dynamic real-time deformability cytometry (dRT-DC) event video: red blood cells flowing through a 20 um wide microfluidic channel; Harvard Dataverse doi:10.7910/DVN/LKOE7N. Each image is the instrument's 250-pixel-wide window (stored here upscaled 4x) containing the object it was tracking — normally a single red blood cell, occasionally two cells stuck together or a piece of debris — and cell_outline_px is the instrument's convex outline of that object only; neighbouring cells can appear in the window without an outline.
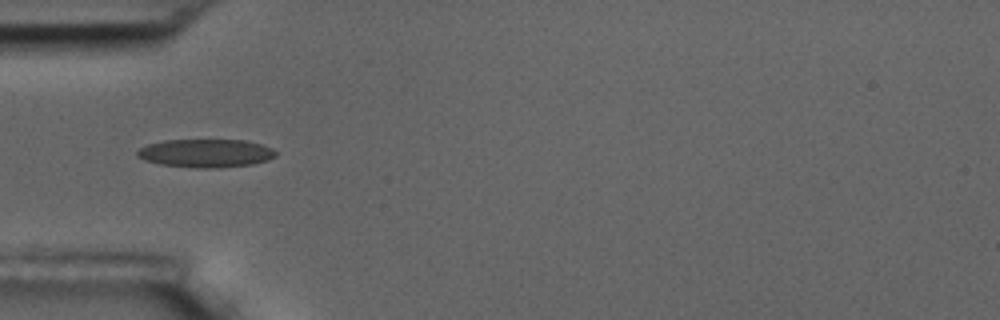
{"species": "common noctule bat (a hibernating species)", "species_latin": "Nyctalus noctula", "temperature_condition": "room temperature", "stored_images_in_passage": 39, "camera_frame_rate_fps": 3000, "um_per_image_px": 0.085, "animal": {"sex": "male", "body_mass_g": 17.5, "forearm_length_mm": 52.3}, "frame": {"image": 1, "passage_image": 1, "time_ms": 0.0, "image_size_px": [1000, 320], "cell_outline_px": [[276, 156], [268, 160], [252, 164], [220, 168], [196, 168], [160, 164], [144, 160], [136, 156], [136, 152], [140, 148], [148, 144], [164, 140], [244, 140], [260, 144], [272, 148], [276, 152]], "centroid_in_image_um": [17.48, 13.03], "position_along_channel_um": 67.5, "area_um2": 22.89}}
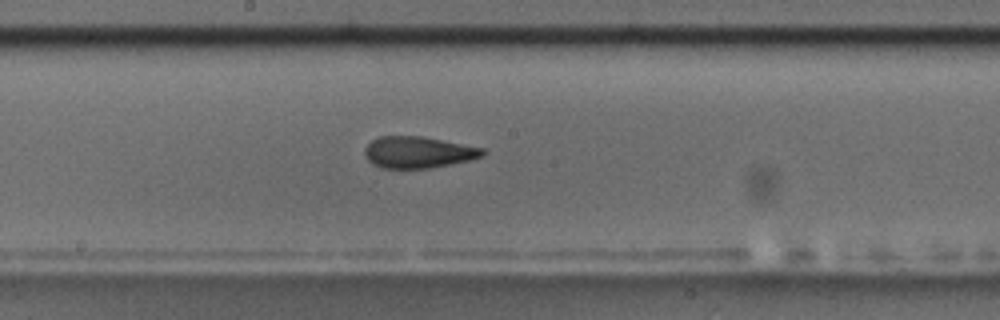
{"frame": {"image": 2, "passage_image": 13, "time_ms": 4.0, "image_size_px": [1000, 320], "cell_outline_px": [[488, 152], [484, 156], [468, 160], [428, 168], [380, 168], [372, 164], [364, 156], [364, 148], [372, 140], [380, 136], [420, 136], [484, 148]], "centroid_in_image_um": [35.52, 12.94], "position_along_channel_um": 212.7, "area_um2": 21.62}}
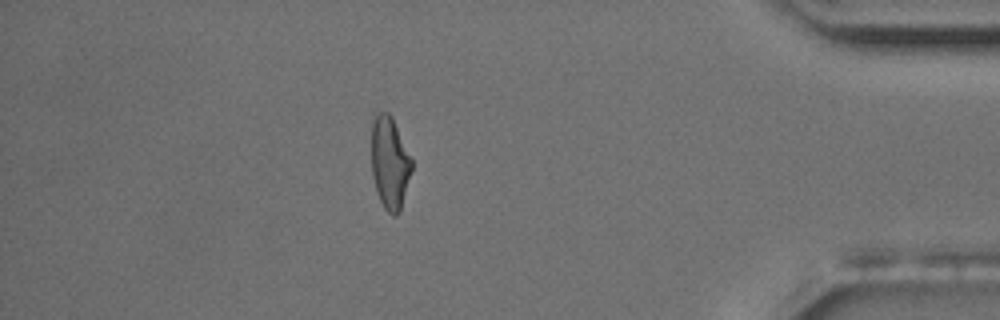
{"frame": {"image": 3, "passage_image": 32, "time_ms": 10.333, "image_size_px": [1000, 320], "cell_outline_px": [[412, 168], [400, 212], [396, 216], [392, 216], [384, 208], [380, 200], [372, 176], [372, 120], [376, 108], [388, 112], [392, 116], [412, 160]], "centroid_in_image_um": [33.11, 13.78], "position_along_channel_um": 402.1, "area_um2": 21.85}, "authors_computed_cell_mechanics": {"area_um2": 21.8484, "velocity_mm_per_s": 3.6369, "shape_relaxation_time_tau1_ms": 8.8111, "shape_relaxation_time_tau2_ms": 1.9628, "deformation_change_tau1": 0.1965, "deformation_change_tau2": 0.0917}}